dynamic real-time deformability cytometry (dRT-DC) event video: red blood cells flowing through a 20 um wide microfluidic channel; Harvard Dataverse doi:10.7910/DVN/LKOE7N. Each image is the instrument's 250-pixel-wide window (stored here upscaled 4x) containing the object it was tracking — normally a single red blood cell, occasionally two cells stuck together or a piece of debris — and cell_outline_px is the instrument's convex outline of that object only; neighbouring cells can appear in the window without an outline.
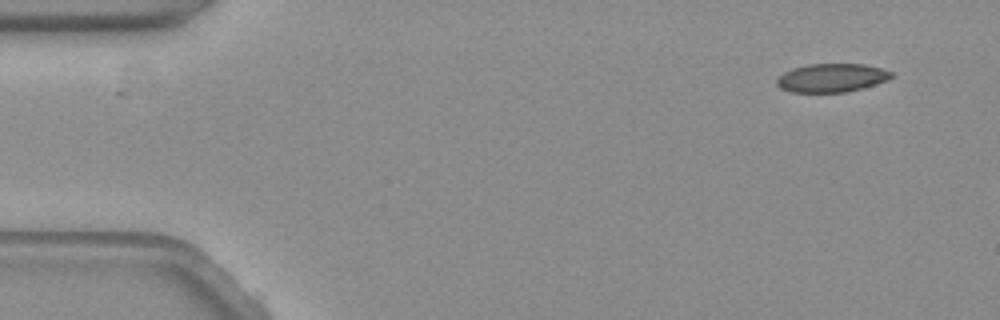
{"species": "common noctule bat (a hibernating species)", "species_latin": "Nyctalus noctula", "temperature_condition": "warm", "stored_images_in_passage": 4, "camera_frame_rate_fps": 3000, "um_per_image_px": 0.085, "animal": {"sex": "female", "body_mass_g": 19.3, "forearm_length_mm": 54.1}, "frame": {"image": 1, "passage_image": 1, "time_ms": 0.0, "image_size_px": [1000, 320], "cell_outline_px": [[892, 76], [888, 80], [876, 84], [848, 92], [792, 92], [780, 88], [776, 84], [776, 80], [784, 72], [792, 68], [808, 64], [864, 64], [880, 68], [892, 72]], "centroid_in_image_um": [70.68, 6.62], "position_along_channel_um": 14.3, "area_um2": 19.02}}